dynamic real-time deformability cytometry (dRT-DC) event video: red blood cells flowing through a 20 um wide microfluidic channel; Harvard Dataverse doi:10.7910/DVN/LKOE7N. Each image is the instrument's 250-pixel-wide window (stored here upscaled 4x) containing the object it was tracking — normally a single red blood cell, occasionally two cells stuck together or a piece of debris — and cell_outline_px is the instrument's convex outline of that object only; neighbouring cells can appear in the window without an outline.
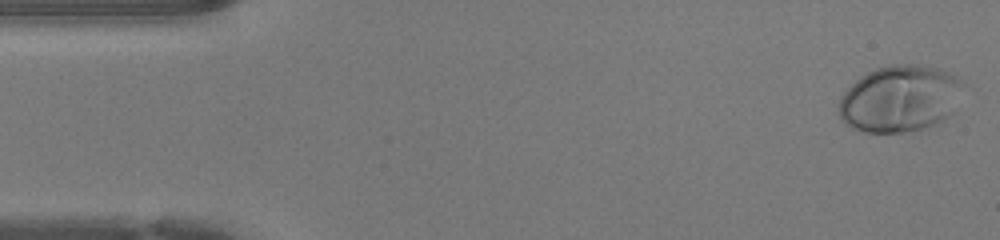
{"species": "human", "species_latin": "Homo sapiens", "temperature_condition": "warm", "stored_images_in_passage": 46, "camera_frame_rate_fps": 3000, "um_per_image_px": 0.085, "donor": {"sex": "female"}, "frame": {"image": 1, "passage_image": 1, "time_ms": 0.0, "image_size_px": [1000, 240], "cell_outline_px": [[964, 84], [952, 112], [944, 120], [936, 124], [924, 128], [904, 132], [864, 132], [852, 128], [840, 116], [840, 96], [860, 76], [876, 68], [892, 64], [916, 64], [940, 68], [956, 76]], "centroid_in_image_um": [76.5, 8.37], "position_along_channel_um": 8.5, "area_um2": 48.09}}
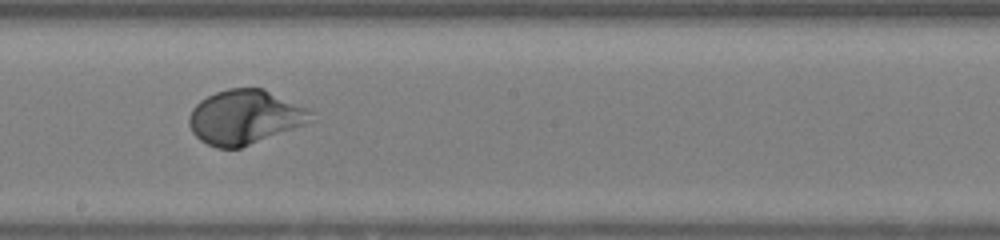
{"frame": {"image": 2, "passage_image": 25, "time_ms": 8.0, "image_size_px": [1000, 240], "cell_outline_px": [[312, 112], [304, 124], [240, 148], [216, 148], [200, 140], [192, 132], [188, 124], [188, 116], [192, 108], [200, 100], [216, 92], [228, 88], [264, 88], [308, 108]], "centroid_in_image_um": [20.74, 9.94], "position_along_channel_um": 227.5, "area_um2": 38.21}}
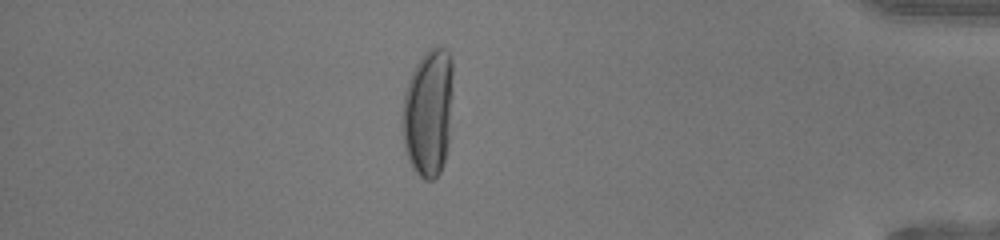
{"frame": {"image": 3, "passage_image": 40, "time_ms": 13.0, "image_size_px": [1000, 240], "cell_outline_px": [[452, 96], [448, 144], [444, 164], [440, 172], [432, 180], [424, 180], [416, 172], [408, 160], [404, 148], [404, 92], [408, 80], [416, 64], [424, 52], [428, 48], [436, 44], [444, 48], [448, 52], [452, 60]], "centroid_in_image_um": [36.43, 9.53], "position_along_channel_um": 398.8, "area_um2": 37.74}, "authors_computed_cell_mechanics": {"area_um2": 38.5815, "velocity_mm_per_s": 4.284, "shape_relaxation_time_tau1_ms": 2.8971, "shape_relaxation_time_tau2_ms": null, "deformation_change_tau1": 0.2142, "deformation_change_tau2": null}}